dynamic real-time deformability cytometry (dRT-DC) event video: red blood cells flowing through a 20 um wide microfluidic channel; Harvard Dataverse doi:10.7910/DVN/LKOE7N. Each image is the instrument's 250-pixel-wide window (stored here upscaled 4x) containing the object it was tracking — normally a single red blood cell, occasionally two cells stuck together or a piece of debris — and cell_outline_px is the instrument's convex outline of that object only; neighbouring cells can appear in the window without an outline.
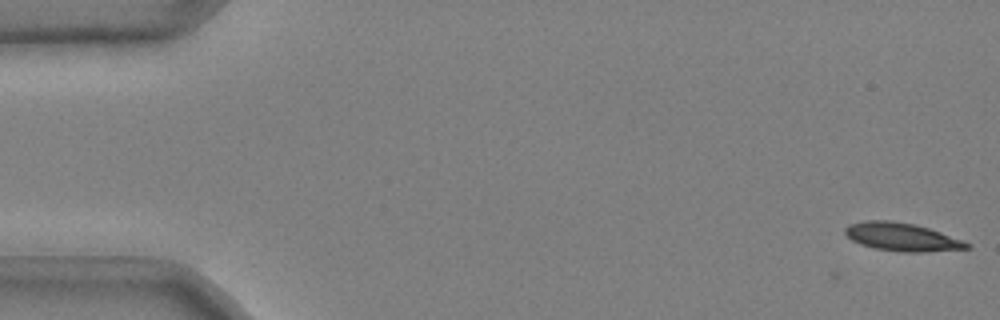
{"species": "common noctule bat (a hibernating species)", "species_latin": "Nyctalus noctula", "temperature_condition": "cold", "stored_images_in_passage": 6, "camera_frame_rate_fps": 3000, "um_per_image_px": 0.085, "animal": {"sex": "male", "body_mass_g": 20.4}, "frame": {"image": 1, "passage_image": 6, "time_ms": 1.667, "image_size_px": [1000, 320], "cell_outline_px": [[972, 248], [920, 252], [904, 252], [876, 248], [860, 244], [852, 240], [844, 232], [844, 228], [848, 224], [864, 220], [892, 220], [916, 224], [940, 232], [972, 244]], "centroid_in_image_um": [76.64, 20.12], "position_along_channel_um": 8.4, "area_um2": 19.94}}